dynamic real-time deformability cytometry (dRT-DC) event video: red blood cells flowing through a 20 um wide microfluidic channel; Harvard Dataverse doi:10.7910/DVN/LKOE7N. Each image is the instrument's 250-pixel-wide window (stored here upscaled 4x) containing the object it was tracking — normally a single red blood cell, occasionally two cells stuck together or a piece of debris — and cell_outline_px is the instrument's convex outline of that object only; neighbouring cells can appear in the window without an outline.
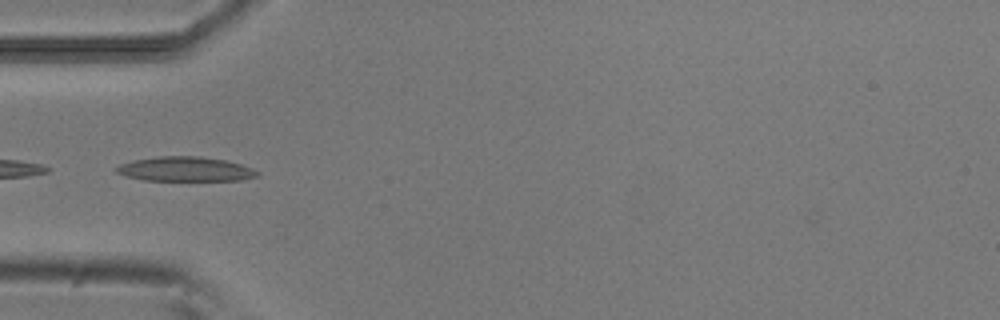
{"species": "common noctule bat (a hibernating species)", "species_latin": "Nyctalus noctula", "temperature_condition": "room temperature", "stored_images_in_passage": 20, "camera_frame_rate_fps": 3000, "um_per_image_px": 0.085, "animal": {"sex": "male", "body_mass_g": 20.5, "forearm_length_mm": 52.5}, "frame": {"image": 1, "passage_image": 15, "time_ms": 4.667, "image_size_px": [1000, 320], "cell_outline_px": [[260, 176], [240, 180], [144, 180], [124, 176], [116, 172], [116, 168], [120, 164], [136, 160], [160, 156], [200, 156], [228, 160], [252, 168], [260, 172]], "centroid_in_image_um": [15.8, 14.37], "position_along_channel_um": 69.2, "area_um2": 20.11}}